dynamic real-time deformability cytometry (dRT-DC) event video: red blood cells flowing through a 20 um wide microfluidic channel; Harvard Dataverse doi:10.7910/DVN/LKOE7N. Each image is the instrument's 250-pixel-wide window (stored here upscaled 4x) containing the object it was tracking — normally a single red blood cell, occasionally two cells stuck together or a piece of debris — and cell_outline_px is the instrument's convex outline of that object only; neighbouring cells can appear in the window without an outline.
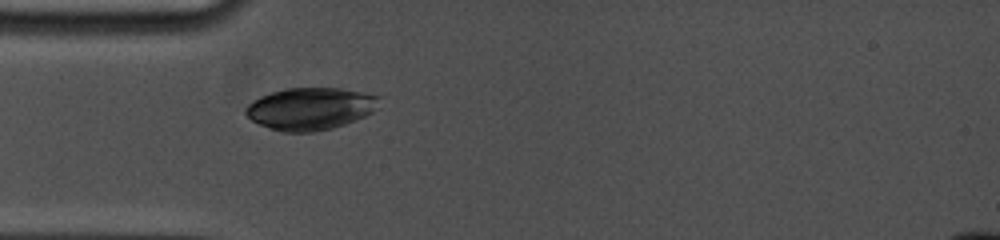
{"species": "common noctule bat (a hibernating species)", "species_latin": "Nyctalus noctula", "temperature_condition": "cold", "stored_images_in_passage": 45, "camera_frame_rate_fps": 5000, "um_per_image_px": 0.085, "animal": {"sex": "female", "body_mass_g": 19.0, "forearm_length_mm": 53.3}, "frame": {"image": 1, "passage_image": 1, "time_ms": 0.0, "image_size_px": [1000, 240], "cell_outline_px": [[380, 96], [376, 108], [372, 112], [356, 120], [332, 128], [312, 132], [284, 132], [260, 124], [252, 120], [244, 112], [244, 108], [252, 100], [260, 96], [272, 92], [288, 88], [340, 88]], "centroid_in_image_um": [26.36, 9.23], "position_along_channel_um": 58.6, "area_um2": 32.6}}
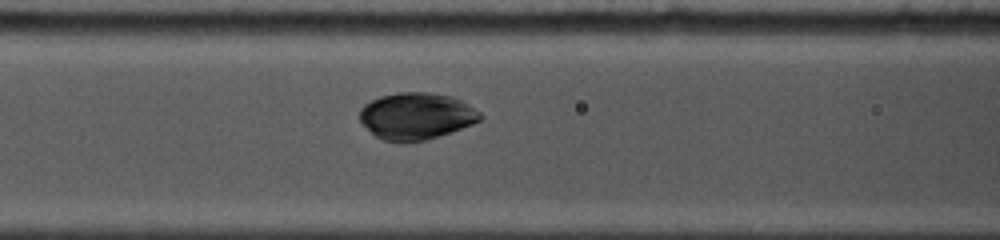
{"frame": {"image": 2, "passage_image": 11, "time_ms": 2.0, "image_size_px": [1000, 240], "cell_outline_px": [[484, 116], [480, 120], [472, 124], [452, 132], [424, 140], [408, 144], [400, 144], [384, 140], [376, 136], [360, 120], [360, 108], [364, 104], [380, 96], [400, 92], [428, 92], [452, 96], [460, 100], [480, 112]], "centroid_in_image_um": [35.38, 9.88], "position_along_channel_um": 131.2, "area_um2": 33.0}}
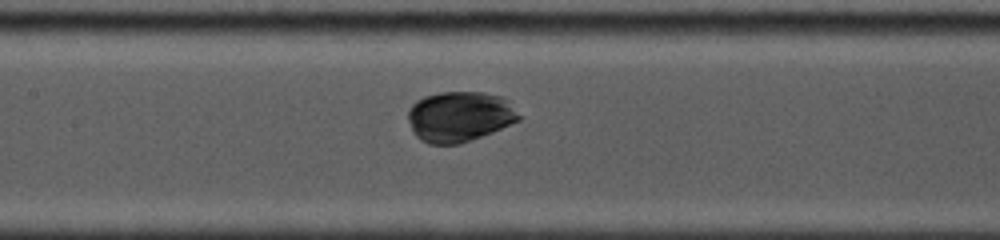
{"frame": {"image": 3, "passage_image": 16, "time_ms": 3.0, "image_size_px": [1000, 240], "cell_outline_px": [[520, 120], [492, 132], [460, 144], [428, 144], [420, 140], [412, 132], [408, 120], [408, 108], [416, 100], [424, 96], [440, 92], [484, 92], [500, 96], [508, 100], [520, 116]], "centroid_in_image_um": [39.03, 9.91], "position_along_channel_um": 168.4, "area_um2": 32.71}}